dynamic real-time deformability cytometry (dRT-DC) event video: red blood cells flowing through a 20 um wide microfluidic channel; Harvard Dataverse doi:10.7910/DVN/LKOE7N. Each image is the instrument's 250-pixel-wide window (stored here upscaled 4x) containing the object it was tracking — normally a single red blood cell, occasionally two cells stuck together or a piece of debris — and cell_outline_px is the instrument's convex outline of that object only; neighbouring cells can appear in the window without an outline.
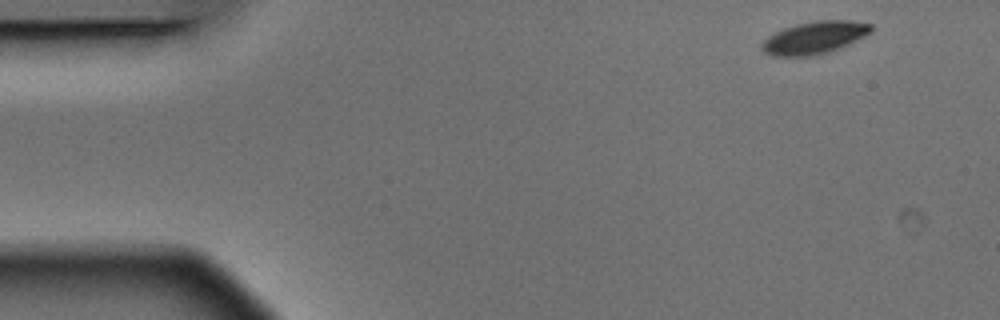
{"species": "Egyptian fruit bat (a non-hibernating species)", "species_latin": "Rousettus aegyptiacus", "temperature_condition": "warm", "stored_images_in_passage": 5, "segment_of_instrument_passage": [1, 2], "camera_frame_rate_fps": 3000, "um_per_image_px": 0.085, "animal": {"sex": "male"}, "frame": {"image": 1, "passage_image": 1, "time_ms": 0.0, "image_size_px": [1000, 320], "cell_outline_px": [[872, 32], [848, 44], [828, 52], [812, 56], [772, 56], [764, 52], [760, 48], [760, 44], [768, 36], [784, 28], [796, 24], [816, 20], [852, 20], [872, 24]], "centroid_in_image_um": [69.22, 3.2], "position_along_channel_um": 15.8, "area_um2": 20.69}}
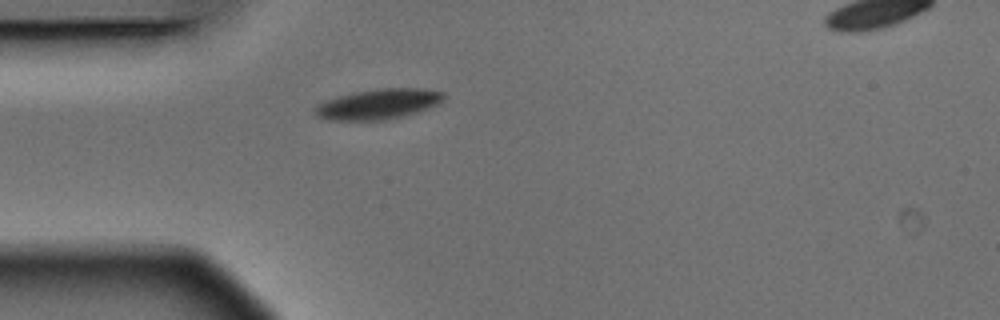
{"frame": {"image": 2, "passage_image": 4, "time_ms": 1.0, "image_size_px": [1000, 320], "cell_outline_px": [[448, 96], [440, 104], [404, 116], [384, 120], [328, 120], [316, 116], [312, 112], [316, 104], [324, 100], [336, 96], [352, 92], [380, 88], [424, 88], [444, 92]], "centroid_in_image_um": [32.15, 8.83], "position_along_channel_um": 52.8, "area_um2": 23.24}}